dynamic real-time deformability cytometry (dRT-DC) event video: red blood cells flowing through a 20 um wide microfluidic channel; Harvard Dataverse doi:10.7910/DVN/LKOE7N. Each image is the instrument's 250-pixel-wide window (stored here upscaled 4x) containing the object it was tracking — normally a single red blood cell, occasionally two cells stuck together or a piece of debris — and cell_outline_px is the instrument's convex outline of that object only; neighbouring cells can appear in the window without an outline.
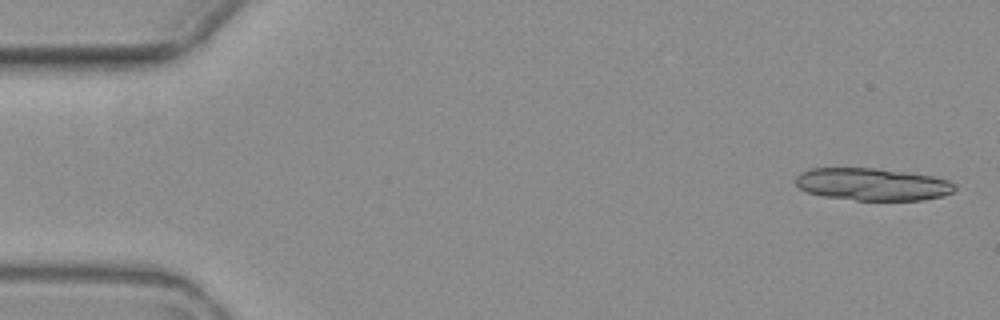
{"species": "common noctule bat (a hibernating species)", "species_latin": "Nyctalus noctula", "temperature_condition": "warm", "stored_images_in_passage": 5, "camera_frame_rate_fps": 3000, "um_per_image_px": 0.085, "animal": {"sex": "female", "body_mass_g": 19.3, "forearm_length_mm": 54.1}, "frame": {"image": 1, "passage_image": 1, "time_ms": 0.0, "image_size_px": [1000, 320], "cell_outline_px": [[956, 188], [952, 192], [940, 196], [920, 200], [856, 200], [824, 196], [808, 192], [800, 188], [796, 184], [796, 176], [800, 172], [808, 168], [876, 168], [932, 176], [948, 180], [956, 184]], "centroid_in_image_um": [74.13, 15.66], "position_along_channel_um": 10.9, "area_um2": 29.88}}